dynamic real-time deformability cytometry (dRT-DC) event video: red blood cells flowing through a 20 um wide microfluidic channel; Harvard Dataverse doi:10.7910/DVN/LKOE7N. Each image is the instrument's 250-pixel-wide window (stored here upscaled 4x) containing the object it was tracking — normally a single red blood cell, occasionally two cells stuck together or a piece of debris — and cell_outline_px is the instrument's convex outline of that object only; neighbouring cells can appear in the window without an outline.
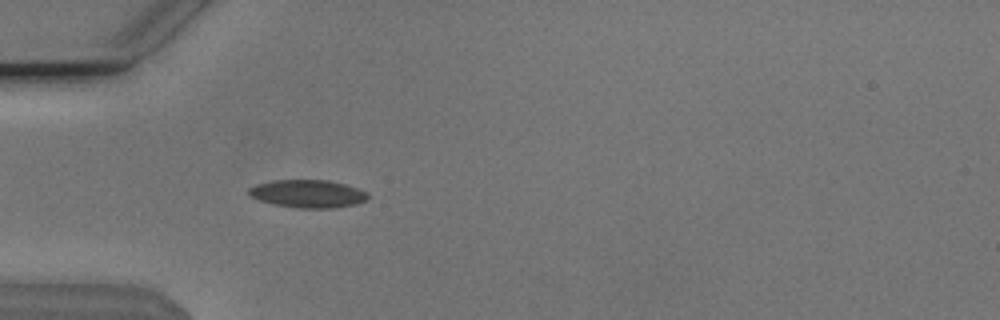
{"species": "Egyptian fruit bat (a non-hibernating species)", "species_latin": "Rousettus aegyptiacus", "temperature_condition": "cold", "stored_images_in_passage": 42, "camera_frame_rate_fps": 3000, "um_per_image_px": 0.085, "animal": {"sex": "male"}, "frame": {"image": 1, "passage_image": 5, "time_ms": 1.333, "image_size_px": [1000, 320], "cell_outline_px": [[368, 200], [356, 204], [336, 208], [296, 208], [272, 204], [248, 196], [248, 188], [256, 184], [272, 180], [328, 180], [344, 184], [368, 192]], "centroid_in_image_um": [26.15, 16.47], "position_along_channel_um": 58.9, "area_um2": 19.54}}
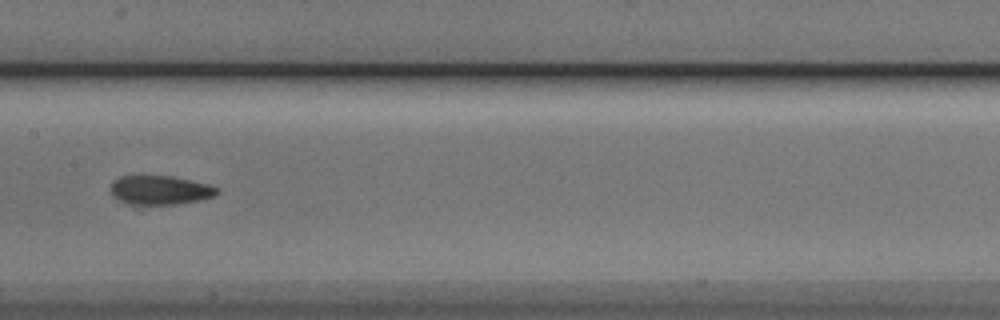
{"frame": {"image": 2, "passage_image": 16, "time_ms": 5.0, "image_size_px": [1000, 320], "cell_outline_px": [[220, 192], [216, 196], [200, 200], [176, 204], [128, 204], [112, 196], [112, 180], [120, 176], [172, 176], [208, 184], [220, 188]], "centroid_in_image_um": [13.65, 16.16], "position_along_channel_um": 193.8, "area_um2": 18.03}}
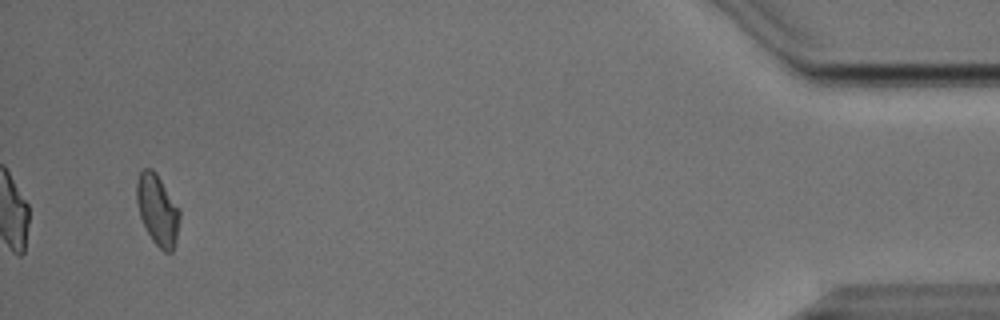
{"frame": {"image": 3, "passage_image": 40, "time_ms": 13.0, "image_size_px": [1000, 320], "cell_outline_px": [[180, 216], [176, 244], [172, 252], [164, 252], [152, 240], [140, 216], [136, 200], [136, 184], [140, 172], [144, 168], [152, 168], [156, 172], [180, 208]], "centroid_in_image_um": [13.41, 17.83], "position_along_channel_um": 421.8, "area_um2": 17.86}, "authors_computed_cell_mechanics": {"area_um2": 17.918, "velocity_mm_per_s": 3.8158, "shape_relaxation_time_tau1_ms": 6.3647, "shape_relaxation_time_tau2_ms": 2.2873, "deformation_change_tau1": 0.1446, "deformation_change_tau2": 0.0778}}